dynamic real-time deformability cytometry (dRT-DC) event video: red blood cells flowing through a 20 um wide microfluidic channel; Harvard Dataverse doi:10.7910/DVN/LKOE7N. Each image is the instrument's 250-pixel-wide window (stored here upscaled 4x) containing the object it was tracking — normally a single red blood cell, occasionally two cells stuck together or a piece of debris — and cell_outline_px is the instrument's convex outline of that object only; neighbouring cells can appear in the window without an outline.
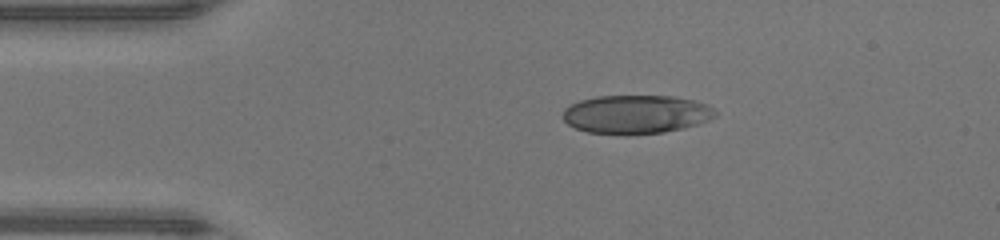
{"species": "human", "species_latin": "Homo sapiens", "temperature_condition": "warm", "stored_images_in_passage": 39, "camera_frame_rate_fps": 3000, "um_per_image_px": 0.085, "donor": {"sex": "male"}, "frame": {"image": 1, "passage_image": 1, "time_ms": 0.0, "image_size_px": [1000, 240], "cell_outline_px": [[716, 116], [708, 120], [684, 128], [664, 132], [628, 136], [624, 136], [588, 132], [576, 128], [568, 124], [564, 120], [564, 108], [580, 100], [596, 96], [676, 96], [696, 100], [708, 104], [716, 112]], "centroid_in_image_um": [54.08, 9.73], "position_along_channel_um": 30.9, "area_um2": 34.74}}
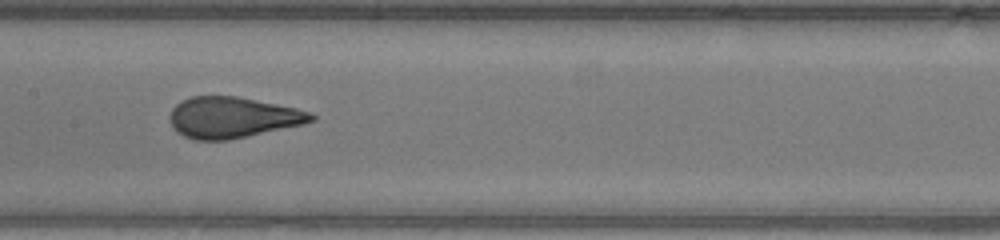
{"frame": {"image": 2, "passage_image": 15, "time_ms": 4.667, "image_size_px": [1000, 240], "cell_outline_px": [[316, 120], [304, 124], [228, 140], [192, 140], [176, 132], [172, 124], [172, 108], [176, 104], [192, 96], [236, 96], [296, 108], [312, 112], [316, 116]], "centroid_in_image_um": [19.8, 9.99], "position_along_channel_um": 187.6, "area_um2": 33.52}}
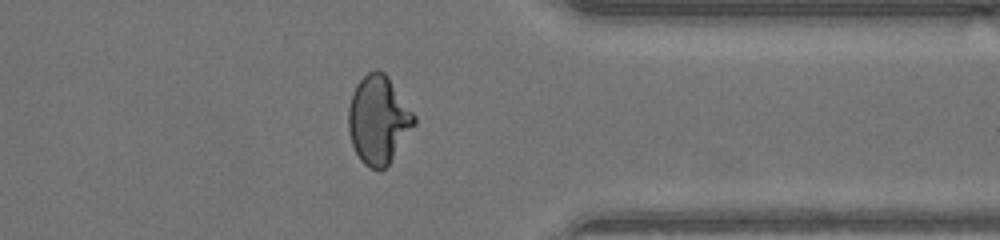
{"frame": {"image": 3, "passage_image": 29, "time_ms": 9.333, "image_size_px": [1000, 240], "cell_outline_px": [[416, 124], [388, 164], [384, 168], [368, 168], [360, 160], [352, 144], [348, 132], [348, 108], [352, 92], [356, 84], [368, 72], [376, 68], [384, 72], [388, 76], [416, 116]], "centroid_in_image_um": [32.15, 10.15], "position_along_channel_um": 379.2, "area_um2": 33.76}}